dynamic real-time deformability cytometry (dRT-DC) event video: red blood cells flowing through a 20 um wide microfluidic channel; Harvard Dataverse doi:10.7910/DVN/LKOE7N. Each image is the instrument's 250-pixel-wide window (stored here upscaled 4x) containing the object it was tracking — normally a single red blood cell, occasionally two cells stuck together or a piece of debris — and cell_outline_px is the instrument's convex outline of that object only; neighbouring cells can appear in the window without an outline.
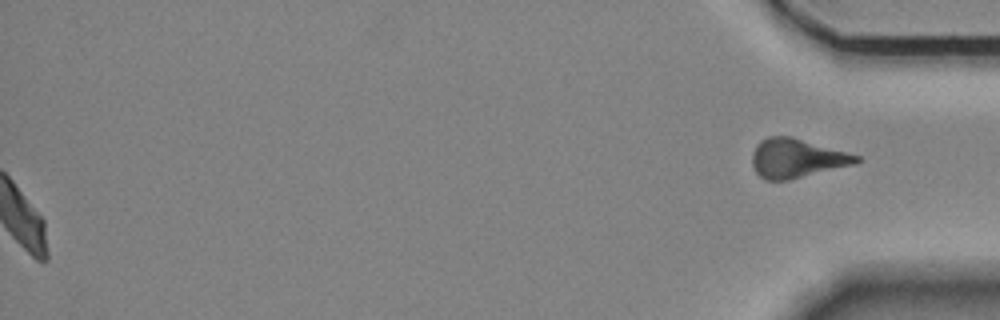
{"species": "Egyptian fruit bat (a non-hibernating species)", "species_latin": "Rousettus aegyptiacus", "temperature_condition": "room temperature", "stored_images_in_passage": 53, "segment_of_instrument_passage": [2, 2], "camera_frame_rate_fps": 3000, "um_per_image_px": 0.085, "animal": {"sex": "female"}, "frame": {"image": 1, "passage_image": 53, "time_ms": 17.333, "image_size_px": [1000, 320], "cell_outline_px": [[860, 160], [856, 164], [788, 180], [764, 180], [756, 172], [752, 164], [752, 152], [756, 144], [760, 140], [768, 136], [792, 136], [860, 156]], "centroid_in_image_um": [67.69, 13.45], "position_along_channel_um": 367.5, "area_um2": 23.76}}